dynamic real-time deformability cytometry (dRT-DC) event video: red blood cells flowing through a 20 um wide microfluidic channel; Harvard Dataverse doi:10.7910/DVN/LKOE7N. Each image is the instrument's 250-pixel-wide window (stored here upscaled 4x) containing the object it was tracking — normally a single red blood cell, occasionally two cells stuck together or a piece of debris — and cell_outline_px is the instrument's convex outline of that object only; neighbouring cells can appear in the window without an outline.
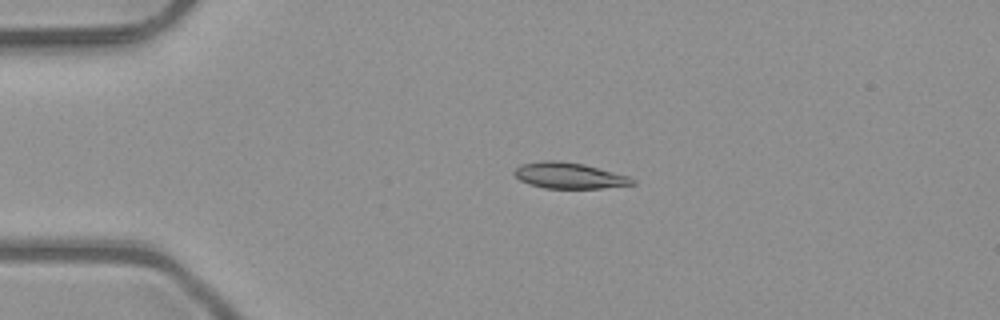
{"species": "common noctule bat (a hibernating species)", "species_latin": "Nyctalus noctula", "temperature_condition": "room temperature", "stored_images_in_passage": 5, "camera_frame_rate_fps": 3000, "um_per_image_px": 0.085, "animal": {"sex": "male", "body_mass_g": 23.1, "forearm_length_mm": 52.7}, "frame": {"image": 1, "passage_image": 4, "time_ms": 1.0, "image_size_px": [1000, 320], "cell_outline_px": [[636, 184], [600, 188], [544, 188], [528, 184], [520, 180], [512, 172], [520, 164], [540, 160], [556, 160], [584, 164], [628, 176], [636, 180]], "centroid_in_image_um": [48.34, 14.92], "position_along_channel_um": 36.7, "area_um2": 17.92}}